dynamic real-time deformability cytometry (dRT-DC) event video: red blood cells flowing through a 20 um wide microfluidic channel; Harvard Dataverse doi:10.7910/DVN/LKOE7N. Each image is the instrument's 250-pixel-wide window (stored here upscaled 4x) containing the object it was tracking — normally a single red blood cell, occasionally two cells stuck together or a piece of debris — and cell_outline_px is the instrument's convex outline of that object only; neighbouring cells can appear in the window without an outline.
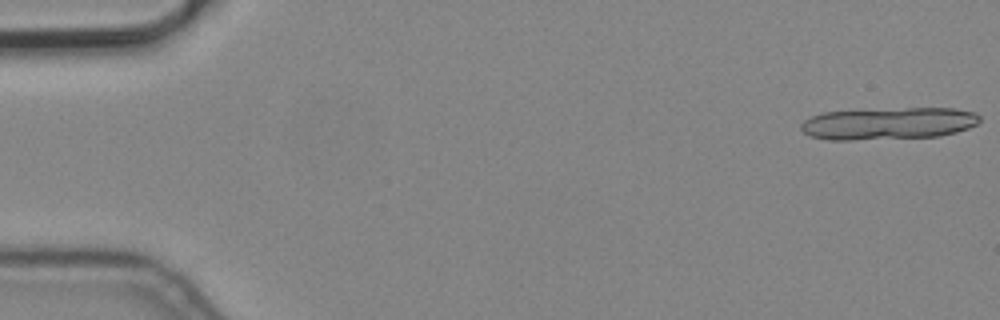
{"species": "common noctule bat (a hibernating species)", "species_latin": "Nyctalus noctula", "temperature_condition": "cold", "stored_images_in_passage": 8, "segment_of_instrument_passage": [1, 2], "camera_frame_rate_fps": 3000, "um_per_image_px": 0.085, "animal": {"sex": "male", "body_mass_g": 19.2, "forearm_length_mm": 51.8}, "frame": {"image": 1, "passage_image": 1, "time_ms": 0.0, "image_size_px": [1000, 320], "cell_outline_px": [[980, 120], [976, 124], [968, 128], [956, 132], [940, 136], [852, 140], [828, 140], [808, 136], [800, 128], [800, 124], [804, 120], [820, 112], [904, 108], [956, 108], [976, 112], [980, 116]], "centroid_in_image_um": [75.5, 10.49], "position_along_channel_um": 9.5, "area_um2": 33.7}}